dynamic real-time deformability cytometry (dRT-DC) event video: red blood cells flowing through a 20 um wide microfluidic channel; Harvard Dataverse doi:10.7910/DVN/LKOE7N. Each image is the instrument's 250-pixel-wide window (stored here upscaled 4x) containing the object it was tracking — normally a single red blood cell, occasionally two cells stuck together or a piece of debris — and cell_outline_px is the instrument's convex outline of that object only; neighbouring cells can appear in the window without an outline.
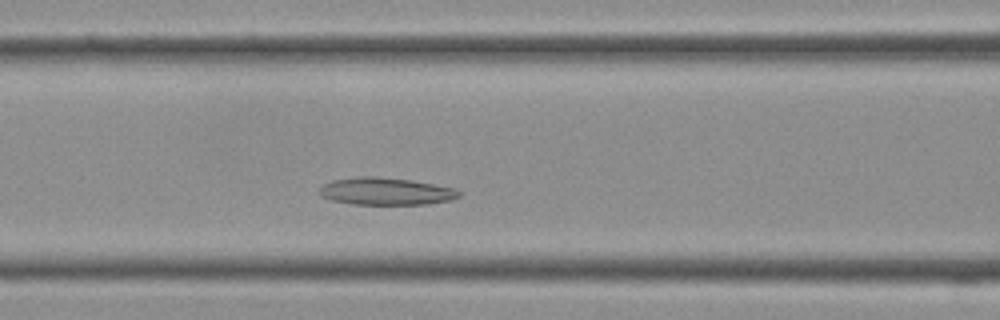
{"species": "Egyptian fruit bat (a non-hibernating species)", "species_latin": "Rousettus aegyptiacus", "temperature_condition": "cold", "stored_images_in_passage": 31, "camera_frame_rate_fps": 3000, "um_per_image_px": 0.085, "frame": {"image": 1, "passage_image": 7, "time_ms": 2.0, "image_size_px": [1000, 320], "cell_outline_px": [[460, 196], [452, 200], [428, 204], [352, 204], [332, 200], [320, 196], [320, 188], [324, 184], [332, 180], [360, 176], [368, 176], [408, 180], [456, 188], [460, 192]], "centroid_in_image_um": [32.8, 16.27], "position_along_channel_um": 133.8, "area_um2": 22.02}}
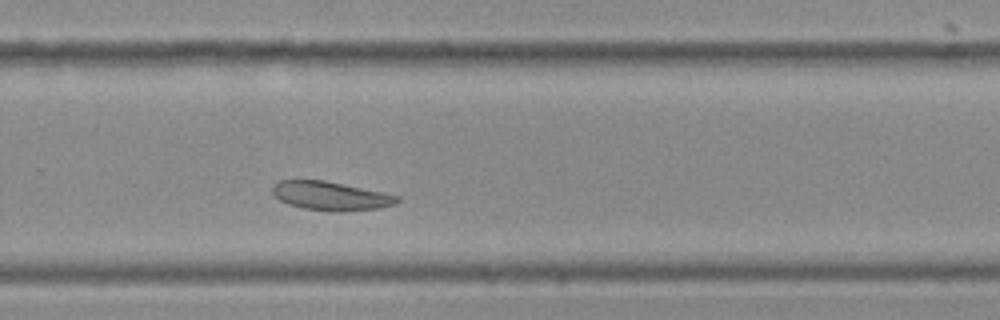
{"frame": {"image": 2, "passage_image": 17, "time_ms": 5.333, "image_size_px": [1000, 320], "cell_outline_px": [[400, 200], [396, 204], [376, 208], [340, 212], [304, 208], [288, 204], [280, 200], [272, 192], [272, 184], [280, 180], [324, 180], [400, 196]], "centroid_in_image_um": [28.09, 16.65], "position_along_channel_um": 301.7, "area_um2": 20.69}}
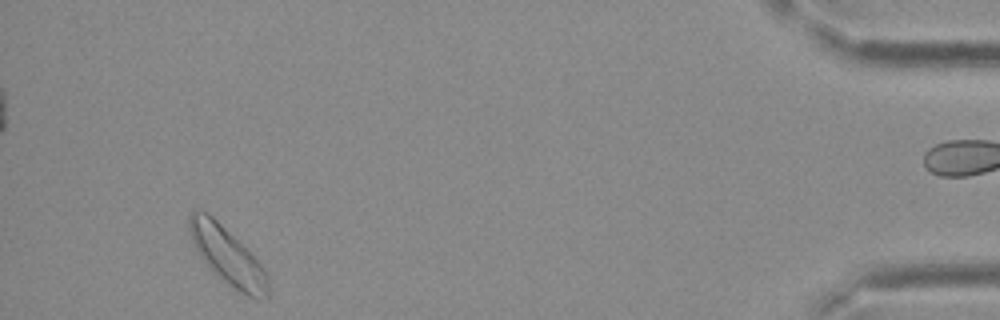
{"frame": {"image": 3, "passage_image": 28, "time_ms": 9.0, "image_size_px": [1000, 320], "cell_outline_px": [[268, 300], [256, 300], [240, 292], [212, 272], [200, 256], [192, 244], [188, 228], [188, 216], [192, 212], [208, 212], [264, 268], [268, 280]], "centroid_in_image_um": [19.31, 21.8], "position_along_channel_um": 415.9, "area_um2": 25.72}}